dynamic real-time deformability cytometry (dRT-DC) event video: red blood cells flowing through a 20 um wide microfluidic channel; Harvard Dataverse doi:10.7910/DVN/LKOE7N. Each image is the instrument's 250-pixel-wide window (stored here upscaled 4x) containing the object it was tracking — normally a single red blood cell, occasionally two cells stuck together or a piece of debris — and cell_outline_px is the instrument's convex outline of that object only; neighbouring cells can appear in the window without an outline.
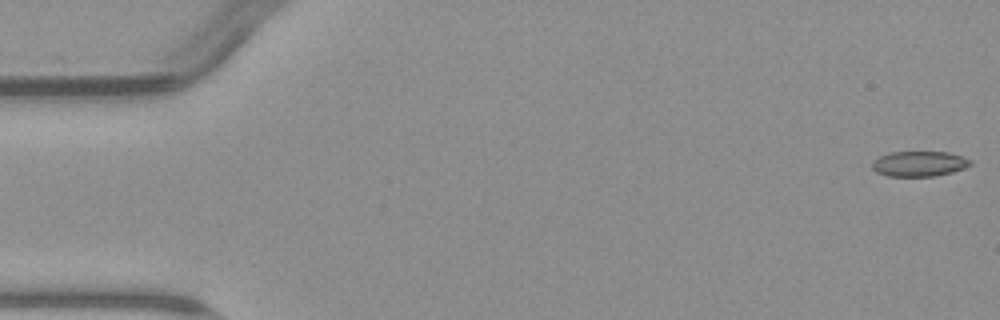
{"species": "common noctule bat (a hibernating species)", "species_latin": "Nyctalus noctula", "temperature_condition": "warm", "stored_images_in_passage": 6, "segment_of_instrument_passage": [1, 2], "camera_frame_rate_fps": 3000, "um_per_image_px": 0.085, "animal": {"sex": "male", "body_mass_g": 23.1, "forearm_length_mm": 52.7}, "frame": {"image": 1, "passage_image": 1, "time_ms": 0.0, "image_size_px": [1000, 320], "cell_outline_px": [[972, 164], [964, 168], [952, 172], [936, 176], [888, 176], [876, 172], [872, 168], [872, 160], [880, 156], [892, 152], [948, 152], [972, 160]], "centroid_in_image_um": [78.12, 13.92], "position_along_channel_um": 6.9, "area_um2": 14.45}}